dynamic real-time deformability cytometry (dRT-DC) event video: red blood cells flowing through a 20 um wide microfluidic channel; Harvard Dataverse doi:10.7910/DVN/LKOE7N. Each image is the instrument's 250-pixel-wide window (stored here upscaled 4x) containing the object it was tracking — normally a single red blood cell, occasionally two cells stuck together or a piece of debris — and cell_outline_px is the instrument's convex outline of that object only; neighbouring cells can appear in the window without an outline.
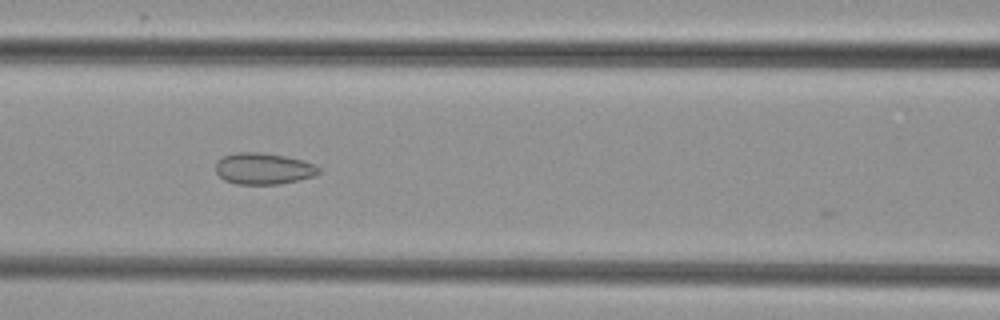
{"species": "common noctule bat (a hibernating species)", "species_latin": "Nyctalus noctula", "temperature_condition": "cold", "stored_images_in_passage": 7, "camera_frame_rate_fps": 3000, "um_per_image_px": 0.085, "animal": {"sex": "female", "body_mass_g": 29.2, "forearm_length_mm": 56.3}, "frame": {"image": 1, "passage_image": 6, "time_ms": 5.667, "image_size_px": [1000, 320], "cell_outline_px": [[320, 172], [316, 176], [300, 180], [280, 184], [236, 184], [224, 180], [216, 172], [216, 160], [224, 156], [236, 152], [260, 152], [284, 156], [316, 164], [320, 168]], "centroid_in_image_um": [22.4, 14.34], "position_along_channel_um": 144.2, "area_um2": 19.02}}